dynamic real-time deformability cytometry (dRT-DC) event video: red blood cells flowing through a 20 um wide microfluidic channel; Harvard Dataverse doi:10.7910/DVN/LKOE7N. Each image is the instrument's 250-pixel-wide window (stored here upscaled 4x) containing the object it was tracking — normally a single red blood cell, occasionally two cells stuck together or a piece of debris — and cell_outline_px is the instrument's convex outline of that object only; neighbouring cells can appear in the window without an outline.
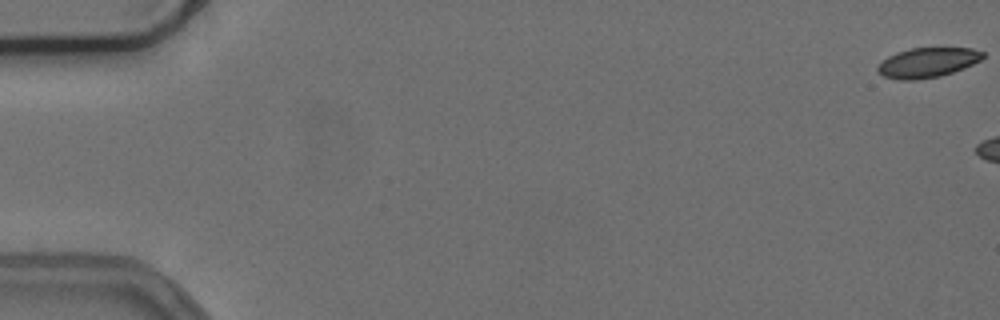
{"species": "common noctule bat (a hibernating species)", "species_latin": "Nyctalus noctula", "temperature_condition": "cold", "stored_images_in_passage": 6, "camera_frame_rate_fps": 3000, "um_per_image_px": 0.085, "animal": {"sex": "female", "body_mass_g": 24.6, "forearm_length_mm": 56.2}, "frame": {"image": 1, "passage_image": 1, "time_ms": 0.0, "image_size_px": [1000, 320], "cell_outline_px": [[980, 56], [976, 60], [968, 64], [944, 72], [928, 76], [896, 76], [896, 72], [908, 52], [920, 48], [960, 48], [972, 52]], "centroid_in_image_um": [79.41, 5.2], "position_along_channel_um": 5.6, "area_um2": 12.14}}